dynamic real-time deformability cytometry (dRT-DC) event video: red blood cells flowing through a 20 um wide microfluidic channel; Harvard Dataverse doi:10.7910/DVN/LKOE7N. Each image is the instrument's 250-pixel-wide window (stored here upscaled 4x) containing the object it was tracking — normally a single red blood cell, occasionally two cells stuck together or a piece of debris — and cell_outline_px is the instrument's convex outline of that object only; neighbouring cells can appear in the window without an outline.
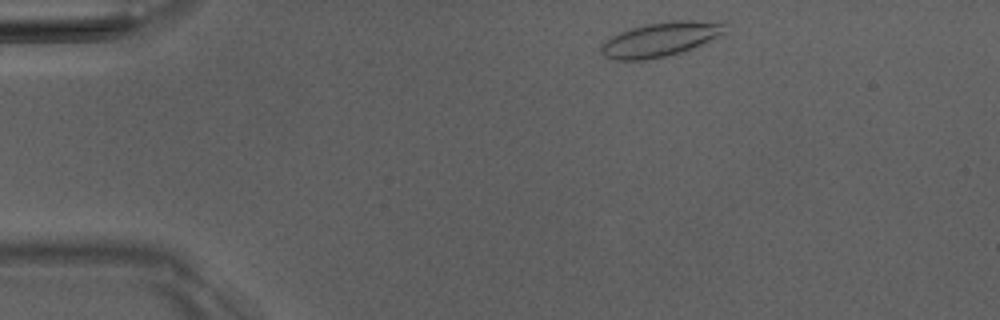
{"species": "Egyptian fruit bat (a non-hibernating species)", "species_latin": "Rousettus aegyptiacus", "temperature_condition": "room temperature", "stored_images_in_passage": 3, "camera_frame_rate_fps": 3000, "um_per_image_px": 0.085, "animal": {"sex": "male"}, "frame": {"image": 1, "passage_image": 1, "time_ms": 0.0, "image_size_px": [1000, 320], "cell_outline_px": [[728, 32], [692, 48], [680, 52], [664, 56], [644, 60], [612, 60], [604, 56], [600, 52], [600, 44], [612, 36], [620, 32], [644, 24], [672, 20], [728, 20]], "centroid_in_image_um": [56.22, 3.31], "position_along_channel_um": 28.8, "area_um2": 25.32}}